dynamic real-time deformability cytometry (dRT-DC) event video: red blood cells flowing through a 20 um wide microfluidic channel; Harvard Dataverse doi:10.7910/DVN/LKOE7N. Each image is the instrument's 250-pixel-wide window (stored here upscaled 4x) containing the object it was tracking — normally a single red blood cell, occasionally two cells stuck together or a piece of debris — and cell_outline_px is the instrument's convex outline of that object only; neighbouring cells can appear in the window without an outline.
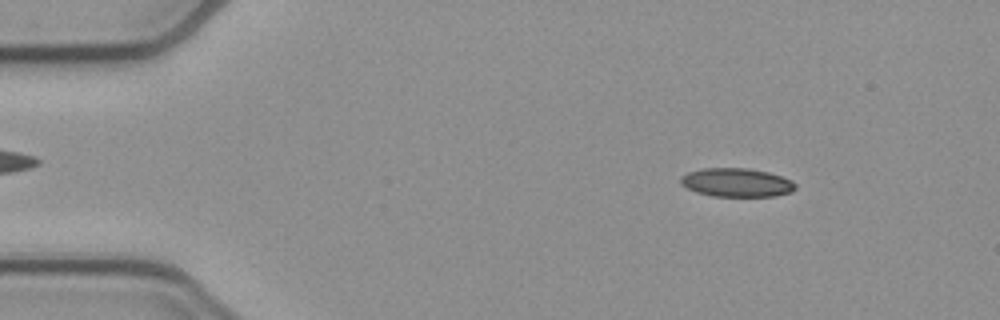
{"species": "common noctule bat (a hibernating species)", "species_latin": "Nyctalus noctula", "temperature_condition": "cold", "stored_images_in_passage": 51, "camera_frame_rate_fps": 3000, "um_per_image_px": 0.085, "animal": {"sex": "female", "body_mass_g": 21.9}, "frame": {"image": 1, "passage_image": 6, "time_ms": 1.667, "image_size_px": [1000, 320], "cell_outline_px": [[796, 188], [792, 192], [776, 196], [712, 196], [696, 192], [680, 184], [680, 176], [688, 172], [704, 168], [748, 168], [768, 172], [792, 180], [796, 184]], "centroid_in_image_um": [62.61, 15.51], "position_along_channel_um": 22.4, "area_um2": 19.25}}
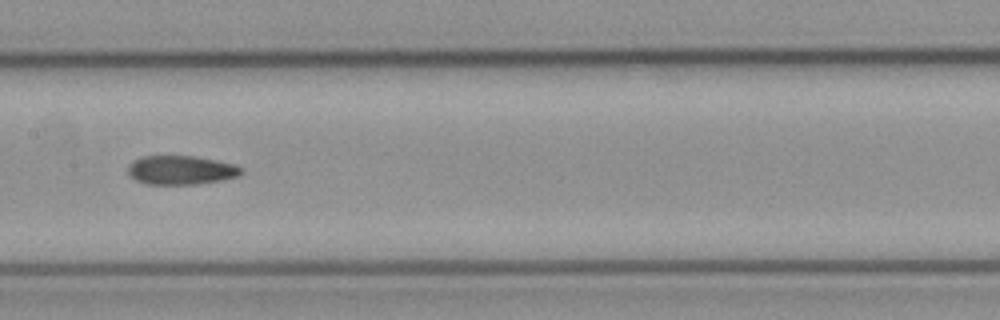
{"frame": {"image": 2, "passage_image": 25, "time_ms": 8.0, "image_size_px": [1000, 320], "cell_outline_px": [[244, 172], [240, 176], [220, 180], [196, 184], [148, 184], [136, 180], [128, 172], [128, 164], [132, 160], [140, 156], [196, 156], [236, 164], [244, 168]], "centroid_in_image_um": [15.42, 14.44], "position_along_channel_um": 192.0, "area_um2": 19.31}}
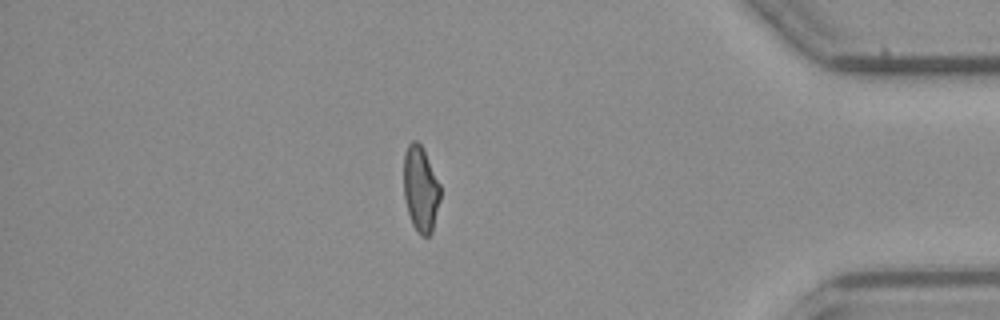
{"frame": {"image": 3, "passage_image": 44, "time_ms": 14.333, "image_size_px": [1000, 320], "cell_outline_px": [[440, 200], [432, 232], [428, 236], [420, 236], [412, 224], [404, 200], [404, 156], [408, 144], [412, 140], [416, 140], [420, 144], [440, 184]], "centroid_in_image_um": [35.74, 16.1], "position_along_channel_um": 399.5, "area_um2": 18.15}, "authors_computed_cell_mechanics": {"area_um2": 19.4208, "velocity_mm_per_s": 3.8851, "shape_relaxation_time_tau1_ms": null, "shape_relaxation_time_tau2_ms": 3.0672, "deformation_change_tau1": null, "deformation_change_tau2": 0.1076}}